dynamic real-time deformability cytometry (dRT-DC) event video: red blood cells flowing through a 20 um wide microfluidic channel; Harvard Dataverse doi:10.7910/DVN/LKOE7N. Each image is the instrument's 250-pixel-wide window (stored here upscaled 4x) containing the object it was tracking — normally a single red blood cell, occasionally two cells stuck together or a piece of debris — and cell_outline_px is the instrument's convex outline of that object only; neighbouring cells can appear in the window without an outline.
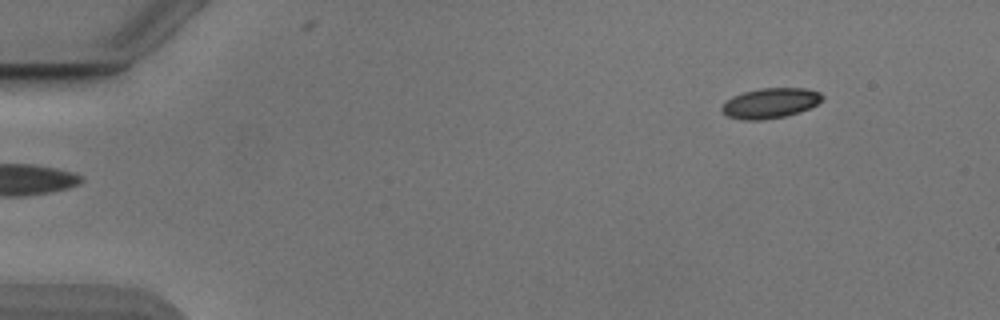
{"species": "Egyptian fruit bat (a non-hibernating species)", "species_latin": "Rousettus aegyptiacus", "temperature_condition": "cold", "stored_images_in_passage": 4, "camera_frame_rate_fps": 3000, "um_per_image_px": 0.085, "animal": {"sex": "male"}, "frame": {"image": 1, "passage_image": 1, "time_ms": 0.0, "image_size_px": [1000, 320], "cell_outline_px": [[824, 100], [800, 112], [784, 116], [760, 120], [744, 120], [728, 116], [720, 108], [732, 96], [744, 92], [760, 88], [804, 88], [820, 92], [824, 96]], "centroid_in_image_um": [65.5, 8.76], "position_along_channel_um": 19.5, "area_um2": 17.51}}